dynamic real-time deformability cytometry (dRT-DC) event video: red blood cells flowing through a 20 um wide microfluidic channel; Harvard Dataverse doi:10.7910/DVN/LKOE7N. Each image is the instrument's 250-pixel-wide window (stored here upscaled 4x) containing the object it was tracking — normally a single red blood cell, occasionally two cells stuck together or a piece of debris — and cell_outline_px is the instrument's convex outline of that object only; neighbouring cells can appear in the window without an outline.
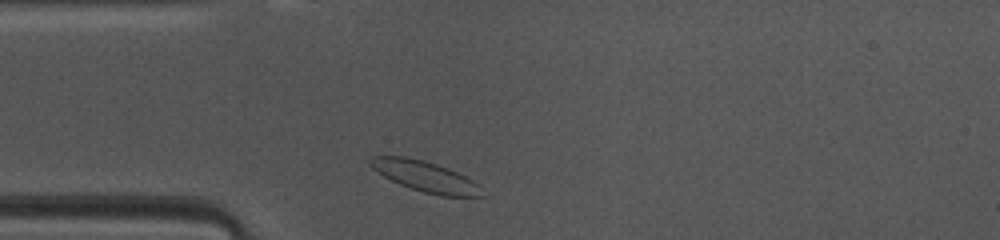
{"species": "common noctule bat (a hibernating species)", "species_latin": "Nyctalus noctula", "temperature_condition": "warm", "stored_images_in_passage": 38, "camera_frame_rate_fps": 3000, "um_per_image_px": 0.085, "animal": {"sex": "female", "body_mass_g": 10.0, "forearm_length_mm": 53.1}, "frame": {"image": 1, "passage_image": 2, "time_ms": 0.333, "image_size_px": [1000, 240], "cell_outline_px": [[484, 196], [440, 196], [424, 192], [400, 184], [384, 176], [372, 168], [368, 164], [368, 160], [372, 156], [404, 156], [436, 164], [448, 168], [480, 184]], "centroid_in_image_um": [36.14, 14.99], "position_along_channel_um": 48.9, "area_um2": 19.65}}
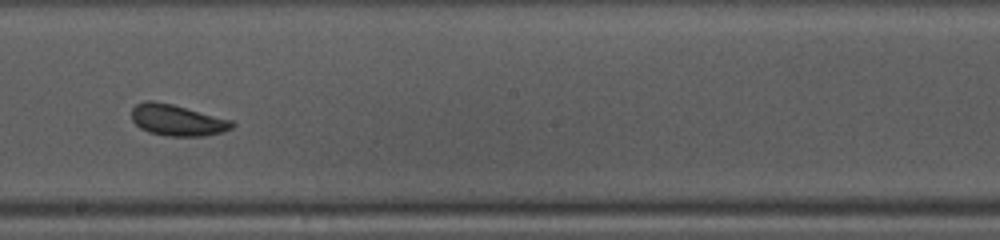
{"frame": {"image": 2, "passage_image": 16, "time_ms": 5.0, "image_size_px": [1000, 240], "cell_outline_px": [[236, 124], [232, 128], [224, 132], [204, 136], [168, 136], [148, 132], [140, 128], [132, 120], [132, 108], [136, 104], [144, 100], [152, 100], [172, 104], [232, 120]], "centroid_in_image_um": [15.07, 10.21], "position_along_channel_um": 233.1, "area_um2": 18.38}}
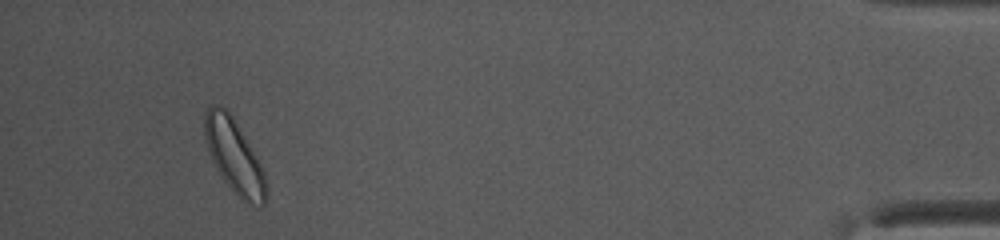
{"frame": {"image": 3, "passage_image": 35, "time_ms": 11.333, "image_size_px": [1000, 240], "cell_outline_px": [[268, 196], [264, 204], [252, 208], [244, 204], [236, 196], [224, 180], [216, 168], [208, 152], [204, 136], [204, 112], [212, 104], [220, 104], [232, 116], [252, 148], [264, 172], [268, 188]], "centroid_in_image_um": [19.92, 13.35], "position_along_channel_um": 415.3, "area_um2": 26.93}, "authors_computed_cell_mechanics": {"area_um2": 18.496, "velocity_mm_per_s": 4.0619, "shape_relaxation_time_tau1_ms": null, "shape_relaxation_time_tau2_ms": 3.5286, "deformation_change_tau1": null, "deformation_change_tau2": 0.0922}}